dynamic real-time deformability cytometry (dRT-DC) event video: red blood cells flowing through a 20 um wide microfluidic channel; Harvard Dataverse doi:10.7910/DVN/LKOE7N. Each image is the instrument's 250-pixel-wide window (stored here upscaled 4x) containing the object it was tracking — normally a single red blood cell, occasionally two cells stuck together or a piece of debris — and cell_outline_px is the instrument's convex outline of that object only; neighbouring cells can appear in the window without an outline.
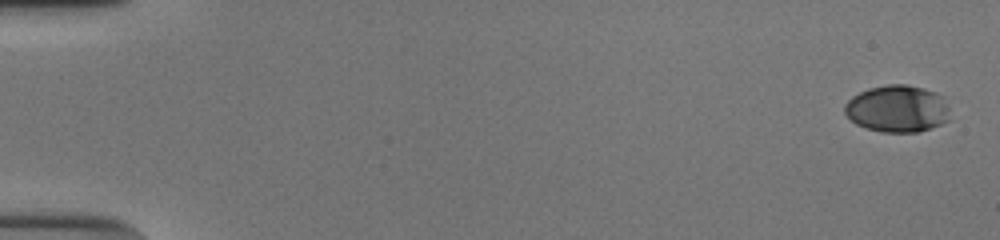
{"species": "human", "species_latin": "Homo sapiens", "temperature_condition": "cold", "stored_images_in_passage": 54, "camera_frame_rate_fps": 3000, "um_per_image_px": 0.085, "donor": {"sex": "male"}, "frame": {"image": 1, "passage_image": 1, "time_ms": 0.0, "image_size_px": [1000, 240], "cell_outline_px": [[952, 120], [920, 132], [880, 132], [856, 124], [844, 112], [844, 104], [852, 96], [868, 88], [888, 84], [908, 84], [924, 88], [936, 92], [944, 96]], "centroid_in_image_um": [76.32, 9.24], "position_along_channel_um": 8.7, "area_um2": 29.3}}
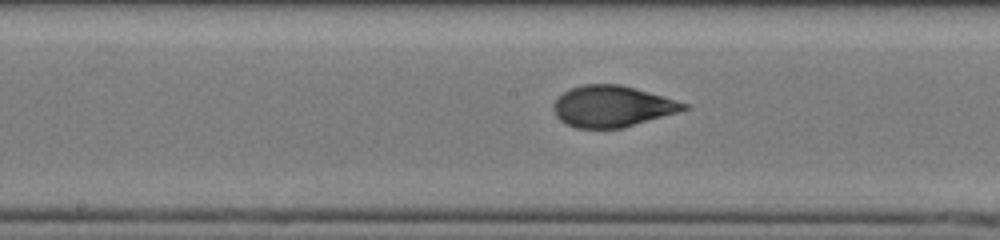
{"frame": {"image": 2, "passage_image": 29, "time_ms": 9.333, "image_size_px": [1000, 240], "cell_outline_px": [[692, 108], [624, 128], [576, 128], [560, 120], [556, 116], [552, 108], [552, 104], [564, 92], [572, 88], [584, 84], [620, 84], [648, 92], [688, 104]], "centroid_in_image_um": [52.04, 9.05], "position_along_channel_um": 196.2, "area_um2": 31.15}}
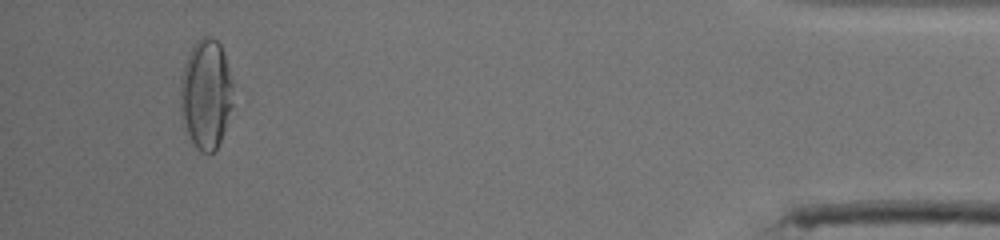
{"frame": {"image": 3, "passage_image": 51, "time_ms": 16.667, "image_size_px": [1000, 240], "cell_outline_px": [[232, 104], [220, 140], [216, 148], [212, 152], [200, 152], [196, 148], [184, 124], [180, 108], [180, 76], [184, 64], [196, 40], [200, 36], [208, 36], [216, 40], [220, 44], [224, 52], [232, 84]], "centroid_in_image_um": [17.48, 7.95], "position_along_channel_um": 417.7, "area_um2": 33.29}, "authors_computed_cell_mechanics": {"area_um2": 31.212, "velocity_mm_per_s": 3.8614, "shape_relaxation_time_tau1_ms": 5.8751, "shape_relaxation_time_tau2_ms": 0.8108, "deformation_change_tau1": 0.2135, "deformation_change_tau2": 0.0605}}